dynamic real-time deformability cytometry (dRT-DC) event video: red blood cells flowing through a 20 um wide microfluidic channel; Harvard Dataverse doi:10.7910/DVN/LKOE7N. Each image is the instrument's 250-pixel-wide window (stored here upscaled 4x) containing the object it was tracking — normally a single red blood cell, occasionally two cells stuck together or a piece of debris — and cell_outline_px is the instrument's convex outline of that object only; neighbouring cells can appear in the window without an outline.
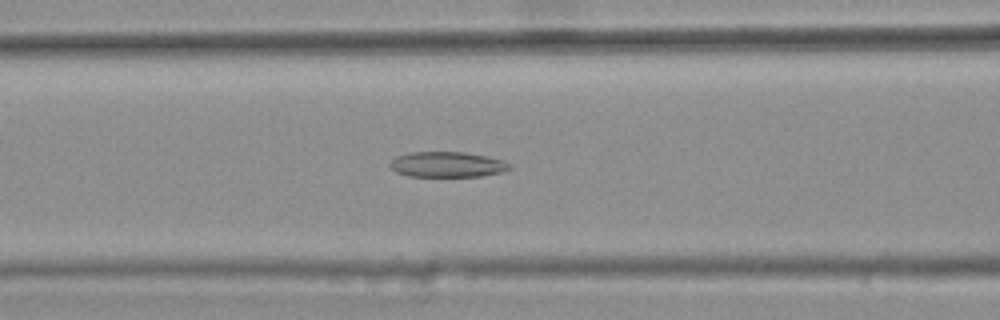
{"species": "common noctule bat (a hibernating species)", "species_latin": "Nyctalus noctula", "temperature_condition": "warm", "stored_images_in_passage": 47, "segment_of_instrument_passage": [2, 2], "camera_frame_rate_fps": 3000, "um_per_image_px": 0.085, "animal": {"sex": "female", "body_mass_g": 25.1}, "frame": {"image": 1, "passage_image": 22, "time_ms": 7.0, "image_size_px": [1000, 320], "cell_outline_px": [[512, 168], [500, 172], [480, 176], [408, 176], [396, 172], [388, 164], [396, 156], [412, 152], [464, 152], [484, 156], [500, 160], [512, 164]], "centroid_in_image_um": [37.99, 13.98], "position_along_channel_um": 128.6, "area_um2": 17.51}}
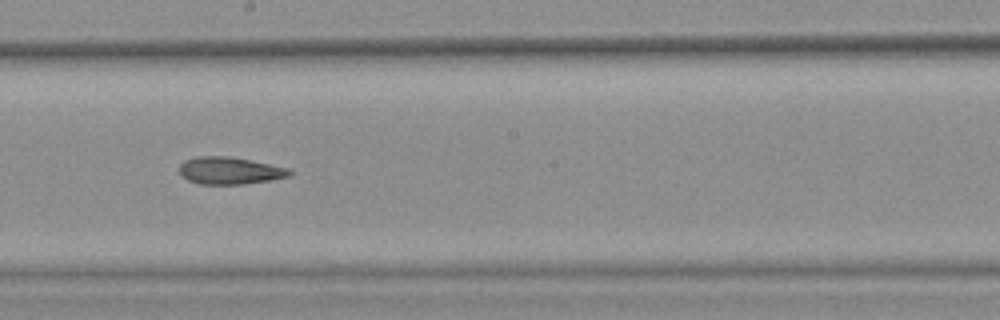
{"frame": {"image": 2, "passage_image": 30, "time_ms": 9.667, "image_size_px": [1000, 320], "cell_outline_px": [[292, 172], [288, 176], [268, 180], [240, 184], [200, 184], [188, 180], [180, 176], [176, 172], [176, 168], [184, 160], [196, 156], [228, 156], [252, 160], [288, 168]], "centroid_in_image_um": [19.42, 14.49], "position_along_channel_um": 228.8, "area_um2": 17.63}}
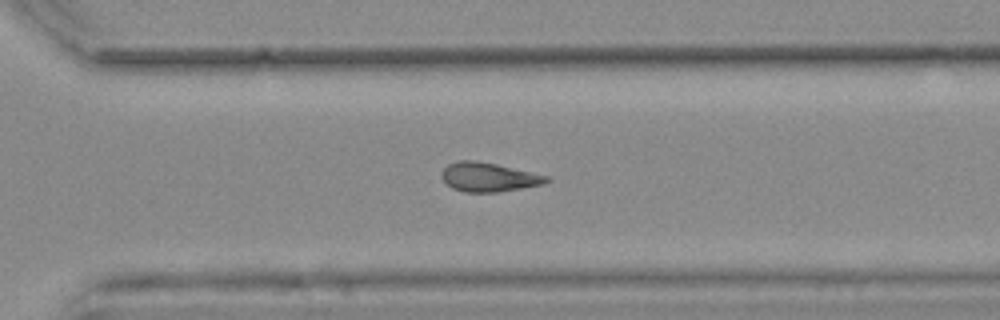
{"frame": {"image": 3, "passage_image": 38, "time_ms": 12.333, "image_size_px": [1000, 320], "cell_outline_px": [[552, 180], [544, 184], [496, 192], [464, 192], [452, 188], [440, 176], [440, 172], [448, 164], [460, 160], [476, 160], [496, 164], [548, 176]], "centroid_in_image_um": [41.51, 15.05], "position_along_channel_um": 329.1, "area_um2": 17.69}}